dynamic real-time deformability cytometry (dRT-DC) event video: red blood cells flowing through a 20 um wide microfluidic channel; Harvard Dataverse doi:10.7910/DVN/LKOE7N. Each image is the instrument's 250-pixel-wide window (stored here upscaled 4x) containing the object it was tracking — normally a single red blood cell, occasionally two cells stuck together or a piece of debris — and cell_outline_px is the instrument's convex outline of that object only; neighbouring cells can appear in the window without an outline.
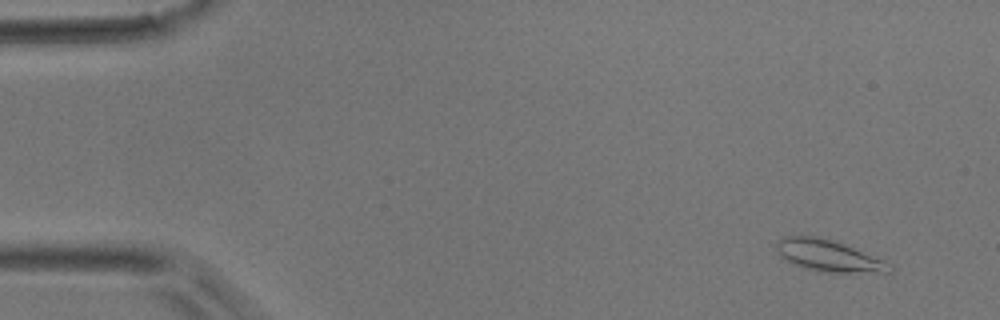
{"species": "common noctule bat (a hibernating species)", "species_latin": "Nyctalus noctula", "temperature_condition": "room temperature", "stored_images_in_passage": 26, "camera_frame_rate_fps": 3000, "um_per_image_px": 0.085, "animal": {"sex": "male", "body_mass_g": 17.9}, "frame": {"image": 1, "passage_image": 3, "time_ms": 0.667, "image_size_px": [1000, 320], "cell_outline_px": [[892, 268], [888, 272], [832, 272], [808, 268], [784, 260], [776, 252], [776, 240], [784, 236], [820, 236], [836, 240], [880, 260]], "centroid_in_image_um": [70.3, 21.69], "position_along_channel_um": 14.7, "area_um2": 20.23}}
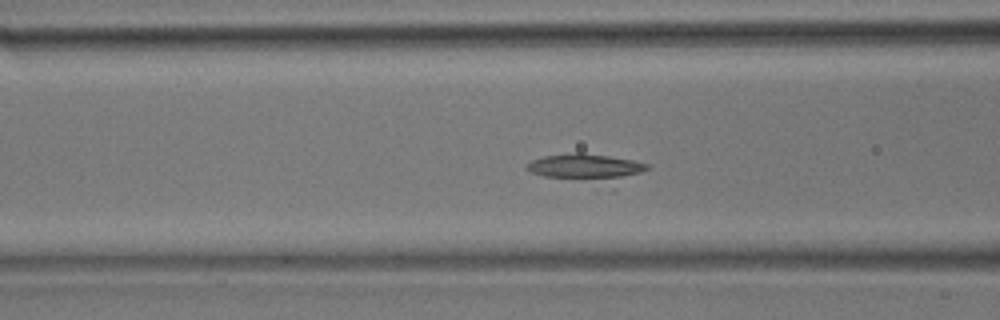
{"frame": {"image": 2, "passage_image": 18, "time_ms": 5.667, "image_size_px": [1000, 320], "cell_outline_px": [[652, 164], [648, 168], [640, 172], [620, 176], [544, 176], [528, 172], [524, 168], [532, 160], [544, 156], [576, 152], [584, 152], [632, 160]], "centroid_in_image_um": [49.66, 14.07], "position_along_channel_um": 116.9, "area_um2": 16.36}}
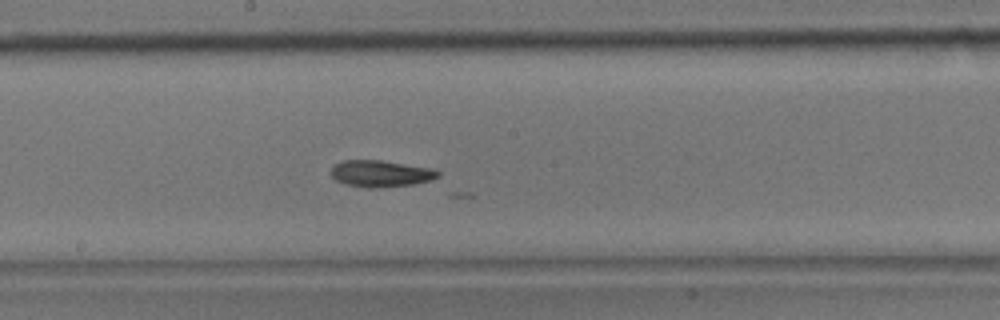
{"frame": {"image": 3, "passage_image": 25, "time_ms": 8.0, "image_size_px": [1000, 320], "cell_outline_px": [[440, 176], [428, 180], [412, 184], [376, 188], [368, 188], [348, 184], [336, 180], [328, 172], [332, 164], [340, 160], [380, 160], [432, 168], [440, 172]], "centroid_in_image_um": [32.29, 14.74], "position_along_channel_um": 215.9, "area_um2": 16.65}}